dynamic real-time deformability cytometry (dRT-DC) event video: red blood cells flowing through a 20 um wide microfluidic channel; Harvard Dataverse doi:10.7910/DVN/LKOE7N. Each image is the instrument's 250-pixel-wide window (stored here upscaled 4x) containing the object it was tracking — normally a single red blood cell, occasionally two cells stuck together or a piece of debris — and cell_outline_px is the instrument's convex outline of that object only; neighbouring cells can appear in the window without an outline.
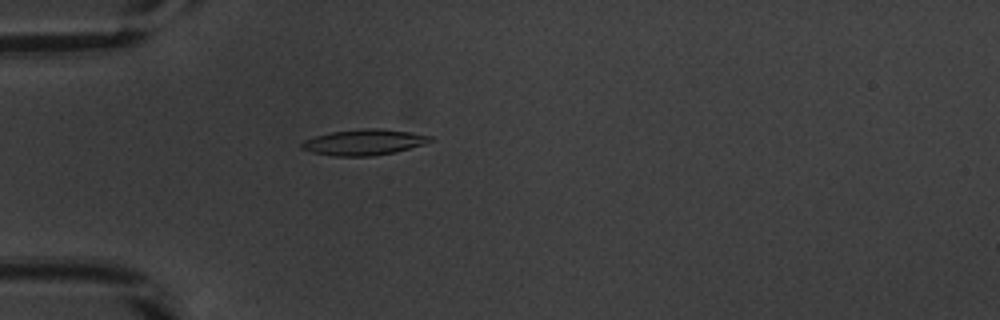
{"species": "common noctule bat (a hibernating species)", "species_latin": "Nyctalus noctula", "temperature_condition": "warm", "stored_images_in_passage": 53, "camera_frame_rate_fps": 3000, "um_per_image_px": 0.085, "animal": {"sex": "male", "body_mass_g": 20.1, "forearm_length_mm": 53.5}, "frame": {"image": 1, "passage_image": 16, "time_ms": 5.0, "image_size_px": [1000, 320], "cell_outline_px": [[432, 140], [424, 144], [396, 152], [372, 156], [332, 156], [312, 152], [300, 148], [300, 144], [304, 140], [316, 136], [332, 132], [364, 128], [376, 128], [408, 132], [432, 136]], "centroid_in_image_um": [30.91, 12.1], "position_along_channel_um": 54.1, "area_um2": 19.19}}
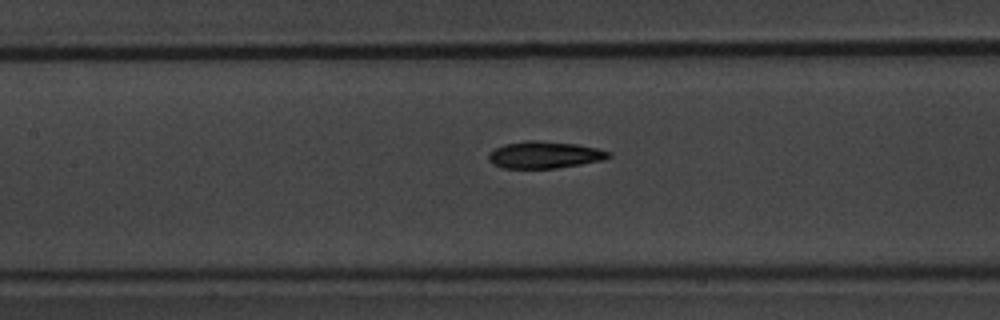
{"frame": {"image": 2, "passage_image": 25, "time_ms": 8.0, "image_size_px": [1000, 320], "cell_outline_px": [[612, 156], [604, 160], [556, 168], [504, 168], [492, 164], [488, 160], [488, 152], [504, 144], [528, 140], [536, 140], [576, 144], [596, 148], [612, 152]], "centroid_in_image_um": [46.28, 13.16], "position_along_channel_um": 161.1, "area_um2": 18.9}}
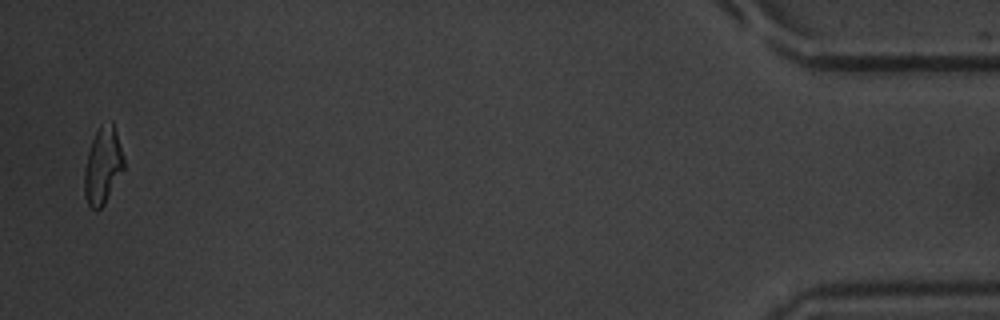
{"frame": {"image": 3, "passage_image": 52, "time_ms": 17.0, "image_size_px": [1000, 320], "cell_outline_px": [[124, 168], [104, 204], [100, 208], [92, 208], [88, 204], [84, 196], [84, 168], [88, 152], [96, 128], [100, 124], [112, 120], [124, 156]], "centroid_in_image_um": [8.73, 14.03], "position_along_channel_um": 426.5, "area_um2": 17.69}, "authors_computed_cell_mechanics": {"area_um2": 18.4382, "velocity_mm_per_s": 3.8695, "shape_relaxation_time_tau1_ms": 3.221, "shape_relaxation_time_tau2_ms": 2.2857, "deformation_change_tau1": 0.1676, "deformation_change_tau2": 0.0907}}